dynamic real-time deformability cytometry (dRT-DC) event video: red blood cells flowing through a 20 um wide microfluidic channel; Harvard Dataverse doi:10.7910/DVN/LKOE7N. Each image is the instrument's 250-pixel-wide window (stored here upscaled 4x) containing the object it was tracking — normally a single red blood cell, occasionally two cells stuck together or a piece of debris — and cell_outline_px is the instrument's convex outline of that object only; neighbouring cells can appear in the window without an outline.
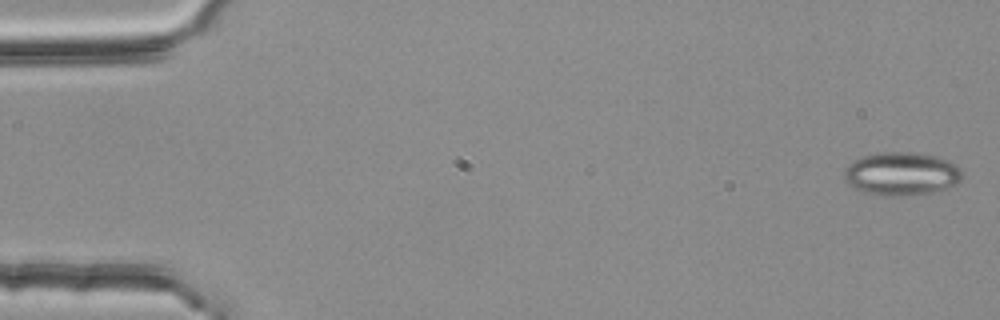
{"species": "common noctule bat (a hibernating species)", "species_latin": "Nyctalus noctula", "temperature_condition": "room temperature", "stored_images_in_passage": 55, "segment_of_instrument_passage": [1, 2], "camera_frame_rate_fps": 3000, "um_per_image_px": 0.085, "animal": {"sex": "female", "body_mass_g": 25.1}, "frame": {"image": 1, "passage_image": 2, "time_ms": 0.333, "image_size_px": [1000, 320], "cell_outline_px": [[964, 176], [956, 184], [932, 192], [900, 196], [884, 196], [864, 192], [848, 184], [844, 180], [844, 168], [852, 160], [860, 156], [876, 152], [916, 152], [936, 156], [948, 160], [956, 164], [964, 172]], "centroid_in_image_um": [76.61, 14.75], "position_along_channel_um": 8.4, "area_um2": 30.17}}